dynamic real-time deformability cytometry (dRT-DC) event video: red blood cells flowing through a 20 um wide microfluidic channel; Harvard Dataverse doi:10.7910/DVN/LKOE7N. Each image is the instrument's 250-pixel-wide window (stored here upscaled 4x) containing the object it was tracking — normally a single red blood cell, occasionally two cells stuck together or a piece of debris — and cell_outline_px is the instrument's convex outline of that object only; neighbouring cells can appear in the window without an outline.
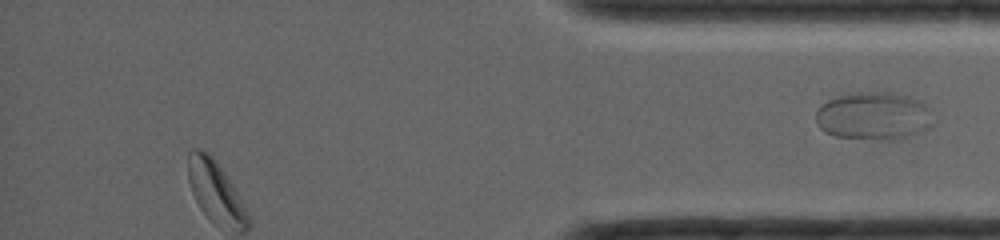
{"species": "common noctule bat (a hibernating species)", "species_latin": "Nyctalus noctula", "temperature_condition": "room temperature", "stored_images_in_passage": 52, "segment_of_instrument_passage": [2, 2], "camera_frame_rate_fps": 4000, "um_per_image_px": 0.085, "animal": {"sex": "female", "body_mass_g": 19.0, "forearm_length_mm": 56.7}, "frame": {"image": 1, "passage_image": 52, "time_ms": 10.25, "image_size_px": [1000, 240], "cell_outline_px": [[932, 124], [916, 132], [904, 136], [888, 140], [880, 140], [836, 136], [824, 132], [820, 128], [816, 120], [816, 112], [828, 100], [840, 96], [860, 92], [884, 92], [908, 96], [924, 104]], "centroid_in_image_um": [74.18, 9.86], "position_along_channel_um": 361.0, "area_um2": 31.62}}